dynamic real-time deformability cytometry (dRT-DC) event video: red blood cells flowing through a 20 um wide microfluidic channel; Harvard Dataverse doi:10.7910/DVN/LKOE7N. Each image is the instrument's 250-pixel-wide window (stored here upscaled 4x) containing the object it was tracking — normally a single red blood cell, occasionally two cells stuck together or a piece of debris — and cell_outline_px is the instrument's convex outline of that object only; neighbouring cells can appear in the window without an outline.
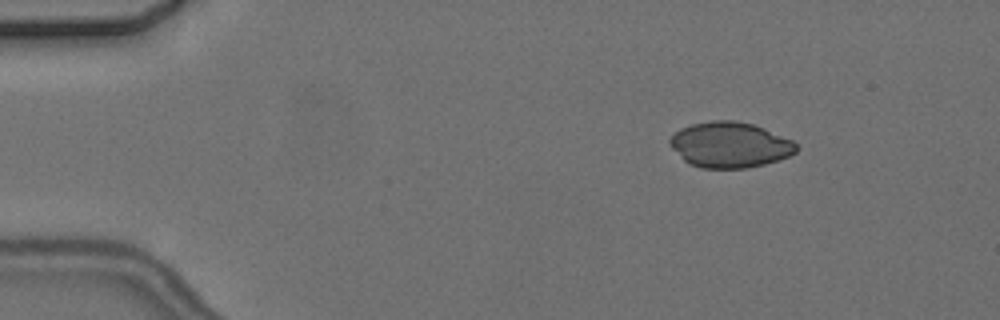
{"species": "common noctule bat (a hibernating species)", "species_latin": "Nyctalus noctula", "temperature_condition": "cold", "stored_images_in_passage": 5, "camera_frame_rate_fps": 3000, "um_per_image_px": 0.085, "animal": {"sex": "female", "body_mass_g": 24.6, "forearm_length_mm": 56.2}, "frame": {"image": 1, "passage_image": 3, "time_ms": 2.333, "image_size_px": [1000, 320], "cell_outline_px": [[800, 148], [796, 152], [788, 156], [764, 164], [748, 168], [700, 168], [688, 164], [668, 144], [668, 140], [680, 128], [692, 124], [712, 120], [736, 120], [752, 124], [764, 128], [792, 140]], "centroid_in_image_um": [62.02, 12.31], "position_along_channel_um": 23.0, "area_um2": 33.64}}